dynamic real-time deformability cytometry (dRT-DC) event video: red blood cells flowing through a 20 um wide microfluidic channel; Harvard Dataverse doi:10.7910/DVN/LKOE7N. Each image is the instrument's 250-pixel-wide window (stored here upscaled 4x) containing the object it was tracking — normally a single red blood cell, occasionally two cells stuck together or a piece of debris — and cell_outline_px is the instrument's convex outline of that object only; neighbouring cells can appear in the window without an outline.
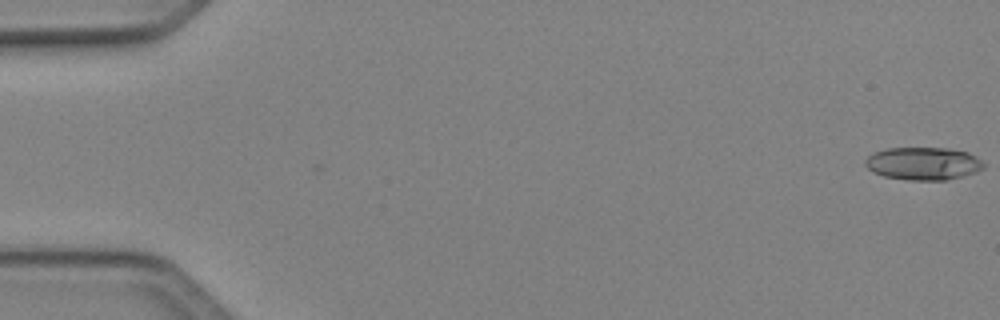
{"species": "Egyptian fruit bat (a non-hibernating species)", "species_latin": "Rousettus aegyptiacus", "temperature_condition": "cold", "stored_images_in_passage": 50, "camera_frame_rate_fps": 3000, "um_per_image_px": 0.085, "animal": {"sex": "female"}, "frame": {"image": 1, "passage_image": 1, "time_ms": 0.0, "image_size_px": [1000, 320], "cell_outline_px": [[984, 168], [976, 172], [944, 180], [912, 180], [884, 176], [868, 168], [864, 164], [864, 160], [872, 152], [888, 148], [948, 148], [968, 152], [976, 156], [984, 164]], "centroid_in_image_um": [78.47, 13.88], "position_along_channel_um": 6.5, "area_um2": 22.48}}
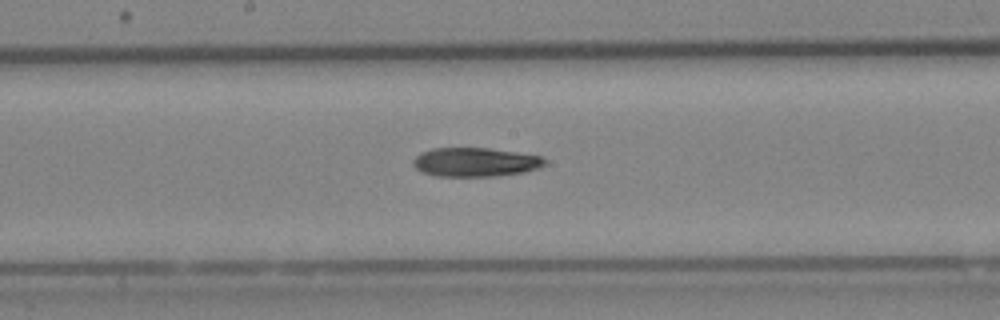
{"frame": {"image": 2, "passage_image": 27, "time_ms": 8.667, "image_size_px": [1000, 320], "cell_outline_px": [[548, 160], [540, 168], [524, 172], [496, 176], [436, 176], [424, 172], [416, 168], [412, 164], [412, 160], [416, 156], [432, 148], [488, 148], [516, 152], [540, 156]], "centroid_in_image_um": [40.42, 13.78], "position_along_channel_um": 207.8, "area_um2": 22.14}}
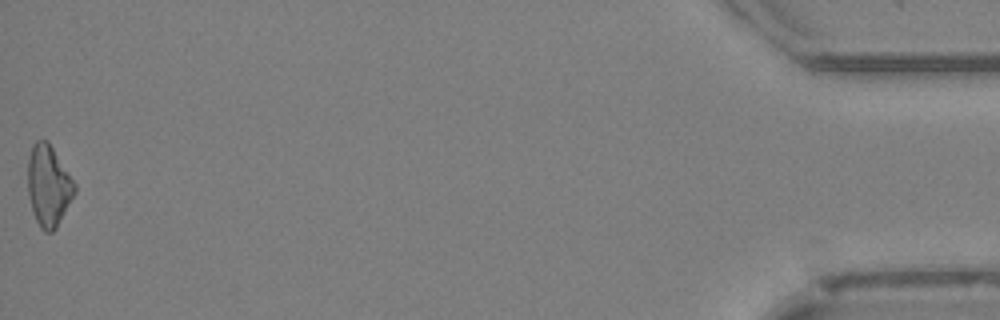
{"frame": {"image": 3, "passage_image": 50, "time_ms": 16.333, "image_size_px": [1000, 320], "cell_outline_px": [[76, 192], [56, 228], [52, 232], [44, 232], [40, 228], [32, 212], [28, 192], [28, 160], [32, 144], [36, 140], [48, 140], [76, 184]], "centroid_in_image_um": [4.12, 15.78], "position_along_channel_um": 431.1, "area_um2": 22.2}, "authors_computed_cell_mechanics": {"area_um2": 22.3397, "velocity_mm_per_s": 4.162, "shape_relaxation_time_tau1_ms": 4.9945, "shape_relaxation_time_tau2_ms": null, "deformation_change_tau1": 0.1467, "deformation_change_tau2": null}}